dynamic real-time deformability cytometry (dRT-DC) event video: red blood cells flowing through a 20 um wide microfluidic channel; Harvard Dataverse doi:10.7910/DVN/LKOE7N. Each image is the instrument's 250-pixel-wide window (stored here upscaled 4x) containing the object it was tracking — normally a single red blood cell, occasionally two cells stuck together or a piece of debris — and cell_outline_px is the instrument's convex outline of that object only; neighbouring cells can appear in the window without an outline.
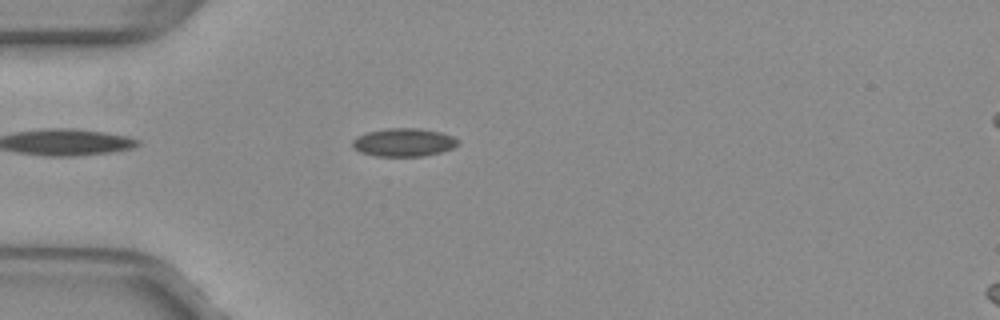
{"species": "common noctule bat (a hibernating species)", "species_latin": "Nyctalus noctula", "temperature_condition": "warm", "stored_images_in_passage": 42, "camera_frame_rate_fps": 3000, "um_per_image_px": 0.085, "animal": {"sex": "female", "body_mass_g": 29.2, "forearm_length_mm": 56.3}, "frame": {"image": 1, "passage_image": 5, "time_ms": 1.333, "image_size_px": [1000, 320], "cell_outline_px": [[460, 144], [452, 148], [440, 152], [424, 156], [376, 156], [360, 152], [352, 144], [352, 140], [356, 136], [368, 132], [388, 128], [416, 128], [440, 132], [452, 136], [460, 140]], "centroid_in_image_um": [34.33, 12.1], "position_along_channel_um": 50.7, "area_um2": 17.28}}
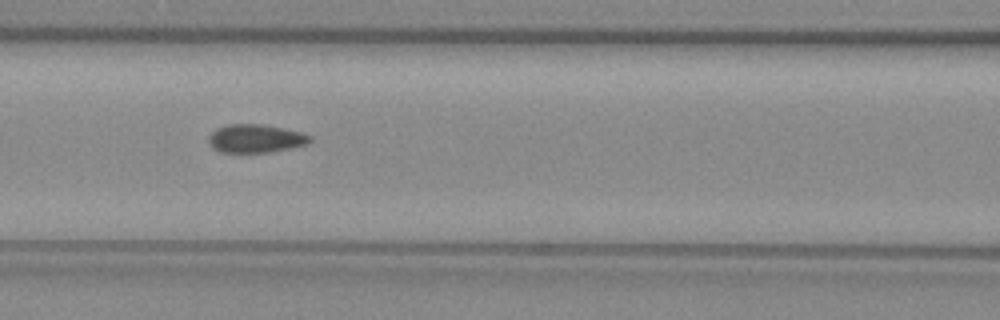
{"frame": {"image": 2, "passage_image": 13, "time_ms": 4.0, "image_size_px": [1000, 320], "cell_outline_px": [[312, 140], [308, 144], [292, 148], [268, 152], [220, 152], [212, 148], [208, 140], [208, 136], [216, 128], [228, 124], [260, 124], [284, 128], [300, 132], [312, 136]], "centroid_in_image_um": [21.73, 11.77], "position_along_channel_um": 144.9, "area_um2": 16.82}}
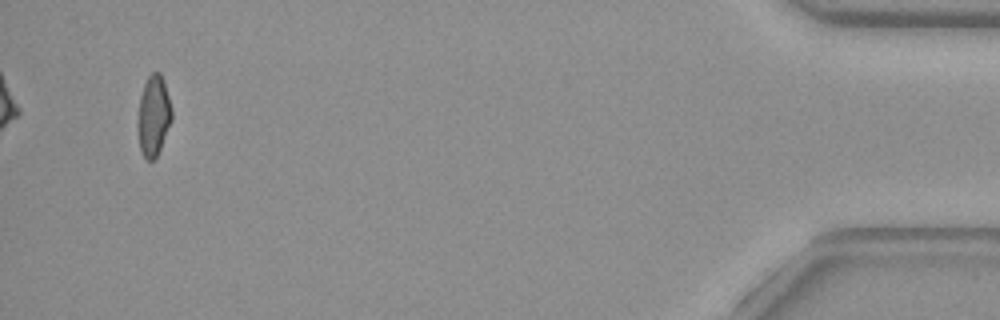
{"frame": {"image": 3, "passage_image": 40, "time_ms": 13.0, "image_size_px": [1000, 320], "cell_outline_px": [[172, 120], [160, 148], [156, 156], [152, 160], [144, 160], [140, 152], [136, 124], [140, 96], [144, 84], [148, 76], [152, 72], [160, 72], [172, 108]], "centroid_in_image_um": [13.02, 9.87], "position_along_channel_um": 422.2, "area_um2": 16.13}, "authors_computed_cell_mechanics": {"area_um2": 16.6753, "velocity_mm_per_s": 4.0057, "shape_relaxation_time_tau1_ms": null, "shape_relaxation_time_tau2_ms": 1.0236, "deformation_change_tau1": null, "deformation_change_tau2": 0.0609}}